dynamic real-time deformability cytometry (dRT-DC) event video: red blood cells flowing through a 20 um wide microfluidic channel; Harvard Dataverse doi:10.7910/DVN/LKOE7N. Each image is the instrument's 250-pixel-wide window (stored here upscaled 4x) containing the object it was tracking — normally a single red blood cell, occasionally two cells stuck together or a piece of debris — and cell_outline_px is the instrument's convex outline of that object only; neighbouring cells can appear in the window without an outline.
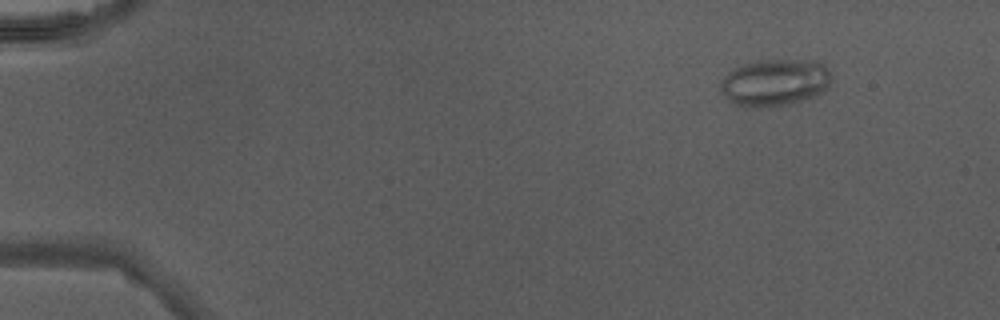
{"species": "Egyptian fruit bat (a non-hibernating species)", "species_latin": "Rousettus aegyptiacus", "temperature_condition": "warm", "stored_images_in_passage": 45, "camera_frame_rate_fps": 3000, "um_per_image_px": 0.085, "animal": {"sex": "male"}, "frame": {"image": 1, "passage_image": 4, "time_ms": 1.0, "image_size_px": [1000, 320], "cell_outline_px": [[832, 76], [828, 88], [812, 96], [788, 104], [752, 108], [732, 104], [720, 92], [720, 80], [732, 68], [756, 60], [800, 60], [824, 64], [828, 68]], "centroid_in_image_um": [65.8, 7.01], "position_along_channel_um": 19.2, "area_um2": 30.4}}
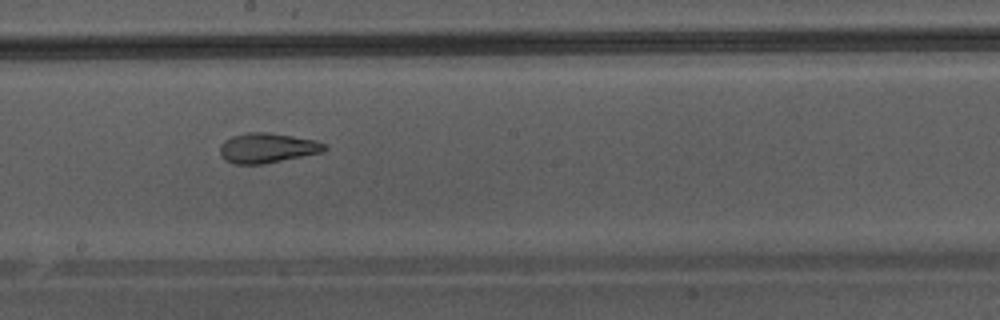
{"frame": {"image": 2, "passage_image": 26, "time_ms": 8.333, "image_size_px": [1000, 320], "cell_outline_px": [[328, 148], [324, 152], [264, 164], [236, 164], [224, 160], [220, 156], [220, 144], [224, 140], [232, 136], [248, 132], [268, 132], [316, 140], [324, 144]], "centroid_in_image_um": [22.71, 12.58], "position_along_channel_um": 225.5, "area_um2": 18.38}}
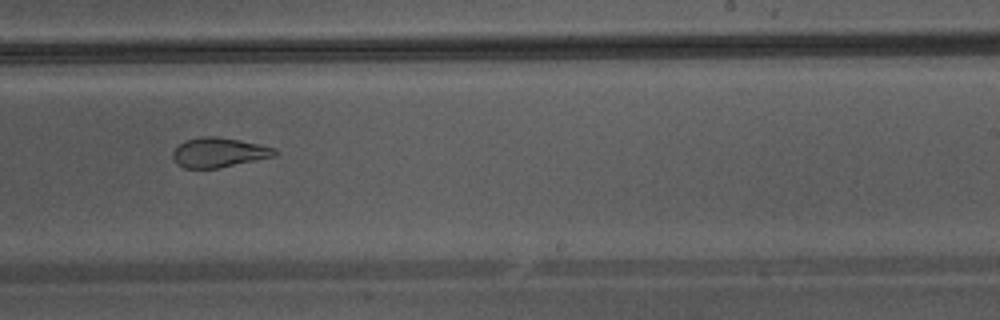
{"frame": {"image": 3, "passage_image": 29, "time_ms": 9.333, "image_size_px": [1000, 320], "cell_outline_px": [[280, 152], [276, 156], [216, 168], [184, 168], [176, 164], [172, 156], [172, 152], [184, 140], [200, 136], [216, 136], [240, 140], [260, 144], [276, 148]], "centroid_in_image_um": [18.61, 12.95], "position_along_channel_um": 270.4, "area_um2": 17.74}}